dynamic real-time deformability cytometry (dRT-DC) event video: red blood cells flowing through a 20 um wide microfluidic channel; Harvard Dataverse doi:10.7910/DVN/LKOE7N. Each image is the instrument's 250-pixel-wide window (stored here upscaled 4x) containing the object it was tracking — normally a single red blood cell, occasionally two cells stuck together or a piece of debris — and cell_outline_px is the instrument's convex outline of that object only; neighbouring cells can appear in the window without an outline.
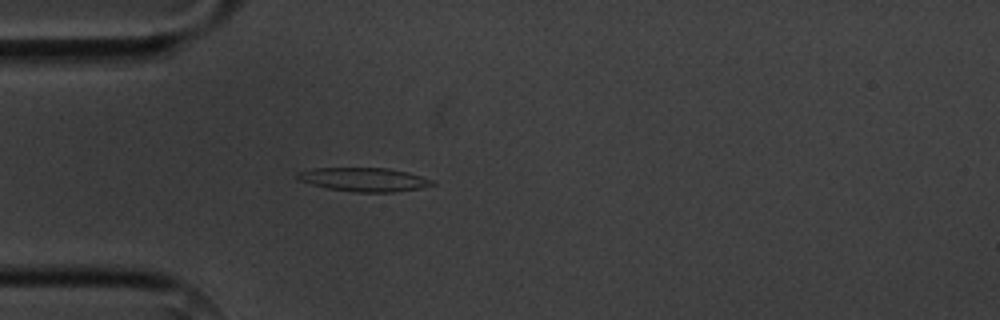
{"species": "common noctule bat (a hibernating species)", "species_latin": "Nyctalus noctula", "temperature_condition": "cold", "stored_images_in_passage": 4, "camera_frame_rate_fps": 3000, "um_per_image_px": 0.085, "animal": {"sex": "male", "body_mass_g": 20.1, "forearm_length_mm": 53.5}, "frame": {"image": 1, "passage_image": 4, "time_ms": 3.667, "image_size_px": [1000, 320], "cell_outline_px": [[436, 184], [420, 188], [392, 192], [356, 192], [328, 188], [312, 184], [300, 180], [296, 176], [296, 172], [312, 168], [388, 168], [408, 172], [432, 180]], "centroid_in_image_um": [30.93, 15.25], "position_along_channel_um": 54.1, "area_um2": 18.5}}